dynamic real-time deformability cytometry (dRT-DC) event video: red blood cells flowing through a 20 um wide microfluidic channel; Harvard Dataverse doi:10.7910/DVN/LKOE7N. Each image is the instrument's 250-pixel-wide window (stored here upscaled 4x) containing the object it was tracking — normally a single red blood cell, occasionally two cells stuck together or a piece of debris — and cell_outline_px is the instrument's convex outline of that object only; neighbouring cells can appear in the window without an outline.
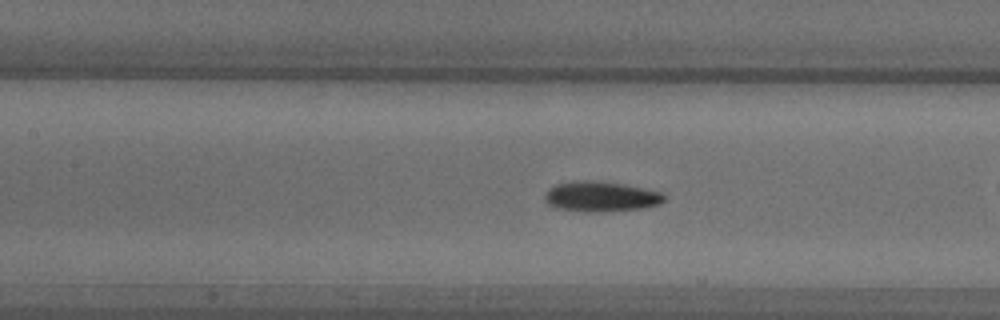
{"species": "common noctule bat (a hibernating species)", "species_latin": "Nyctalus noctula", "temperature_condition": "warm", "stored_images_in_passage": 48, "camera_frame_rate_fps": 3000, "um_per_image_px": 0.085, "animal": {"sex": "male", "body_mass_g": 18.8}, "frame": {"image": 1, "passage_image": 21, "time_ms": 6.667, "image_size_px": [1000, 320], "cell_outline_px": [[664, 200], [652, 204], [628, 208], [572, 208], [556, 204], [548, 200], [548, 192], [552, 188], [560, 184], [608, 184], [636, 188], [656, 192], [664, 196]], "centroid_in_image_um": [51.14, 16.69], "position_along_channel_um": 156.3, "area_um2": 16.53}}
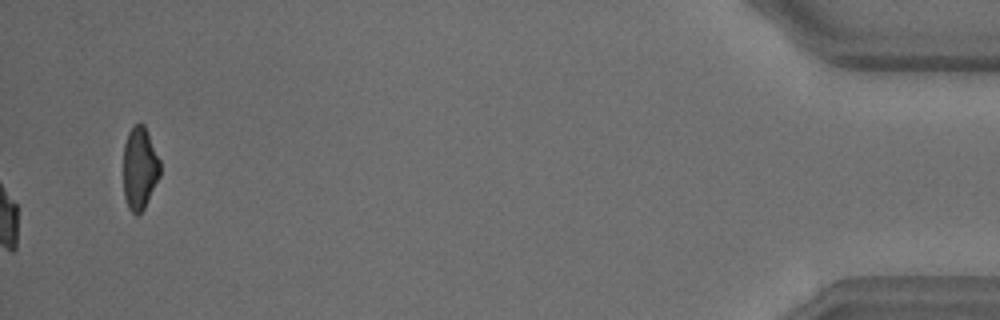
{"frame": {"image": 2, "passage_image": 48, "time_ms": 15.667, "image_size_px": [1000, 320], "cell_outline_px": [[160, 172], [144, 208], [140, 212], [132, 212], [128, 204], [124, 192], [124, 144], [132, 128], [136, 124], [144, 124], [160, 160]], "centroid_in_image_um": [11.88, 14.26], "position_along_channel_um": 423.3, "area_um2": 16.94}, "authors_computed_cell_mechanics": {"area_um2": 17.1666, "velocity_mm_per_s": 4.2699, "shape_relaxation_time_tau1_ms": 6.2745, "shape_relaxation_time_tau2_ms": 5.4925, "deformation_change_tau1": 0.1657, "deformation_change_tau2": 0.1106}}